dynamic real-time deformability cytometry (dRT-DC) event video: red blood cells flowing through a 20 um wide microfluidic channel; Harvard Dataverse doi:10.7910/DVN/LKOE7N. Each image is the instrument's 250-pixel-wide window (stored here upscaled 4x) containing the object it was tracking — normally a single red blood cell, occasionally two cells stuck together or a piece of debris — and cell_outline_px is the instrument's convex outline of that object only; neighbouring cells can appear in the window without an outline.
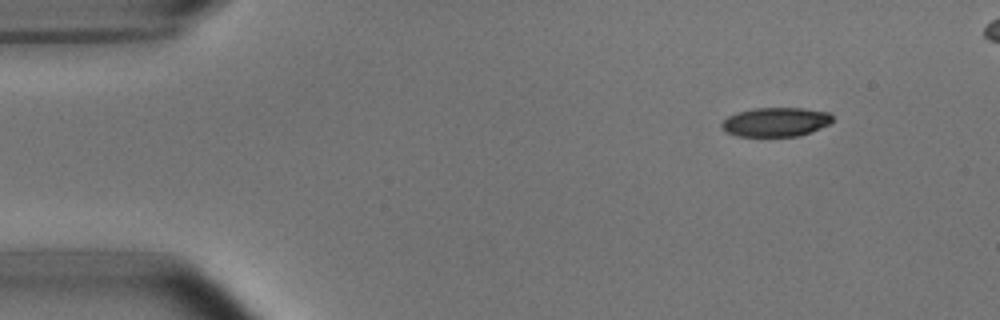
{"species": "common noctule bat (a hibernating species)", "species_latin": "Nyctalus noctula", "temperature_condition": "room temperature", "stored_images_in_passage": 46, "camera_frame_rate_fps": 3000, "um_per_image_px": 0.085, "animal": {"sex": "male", "body_mass_g": 15.6}, "frame": {"image": 1, "passage_image": 1, "time_ms": 0.0, "image_size_px": [1000, 320], "cell_outline_px": [[832, 120], [828, 124], [820, 128], [800, 136], [736, 136], [724, 132], [720, 128], [720, 124], [728, 116], [736, 112], [752, 108], [804, 108], [828, 112], [832, 116]], "centroid_in_image_um": [65.88, 10.37], "position_along_channel_um": 19.1, "area_um2": 18.96}}
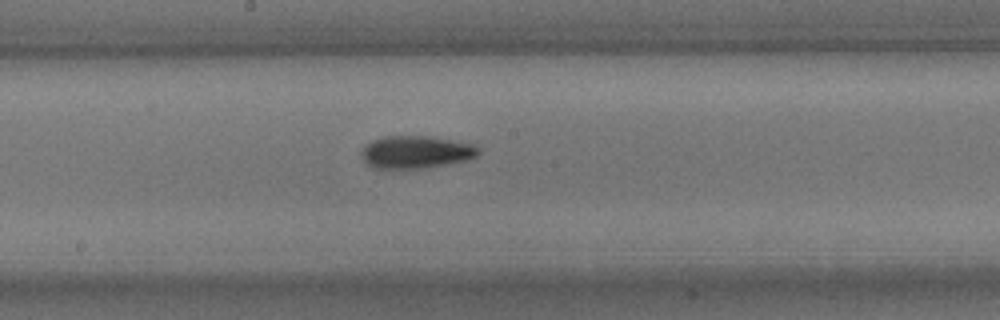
{"frame": {"image": 2, "passage_image": 23, "time_ms": 7.333, "image_size_px": [1000, 320], "cell_outline_px": [[480, 152], [476, 156], [464, 160], [424, 168], [372, 168], [364, 164], [360, 156], [360, 152], [364, 144], [372, 140], [384, 136], [432, 136], [472, 144], [480, 148]], "centroid_in_image_um": [35.27, 12.92], "position_along_channel_um": 212.9, "area_um2": 22.37}}
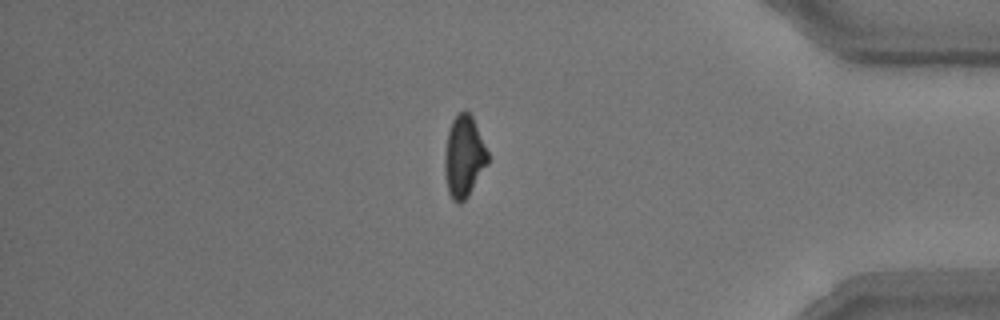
{"frame": {"image": 3, "passage_image": 40, "time_ms": 13.0, "image_size_px": [1000, 320], "cell_outline_px": [[488, 164], [468, 196], [460, 204], [456, 204], [452, 200], [448, 192], [444, 168], [444, 156], [448, 132], [452, 120], [464, 108], [472, 116], [488, 152]], "centroid_in_image_um": [39.43, 13.33], "position_along_channel_um": 395.8, "area_um2": 20.52}, "authors_computed_cell_mechanics": {"area_um2": 20.808, "velocity_mm_per_s": 3.7809, "shape_relaxation_time_tau1_ms": 3.757, "shape_relaxation_time_tau2_ms": 6.2107, "deformation_change_tau1": 0.1524, "deformation_change_tau2": 0.1616}}